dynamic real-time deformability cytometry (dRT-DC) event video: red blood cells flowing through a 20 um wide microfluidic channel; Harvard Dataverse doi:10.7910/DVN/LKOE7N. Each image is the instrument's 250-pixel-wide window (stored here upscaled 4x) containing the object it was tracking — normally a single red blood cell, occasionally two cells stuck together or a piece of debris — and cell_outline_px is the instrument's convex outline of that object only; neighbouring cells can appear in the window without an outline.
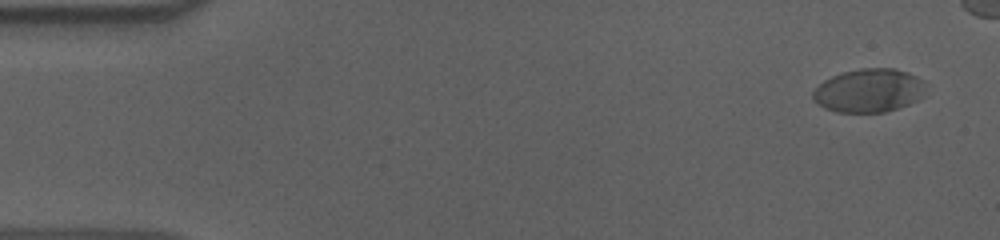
{"species": "human", "species_latin": "Homo sapiens", "temperature_condition": "cold", "stored_images_in_passage": 49, "camera_frame_rate_fps": 3000, "um_per_image_px": 0.085, "donor": {"sex": "male"}, "frame": {"image": 1, "passage_image": 1, "time_ms": 0.0, "image_size_px": [1000, 240], "cell_outline_px": [[924, 96], [908, 104], [884, 112], [836, 112], [824, 108], [812, 96], [812, 92], [824, 80], [832, 76], [844, 72], [860, 68], [892, 68], [908, 72], [916, 76], [920, 80]], "centroid_in_image_um": [73.82, 7.69], "position_along_channel_um": 11.2, "area_um2": 28.15}}
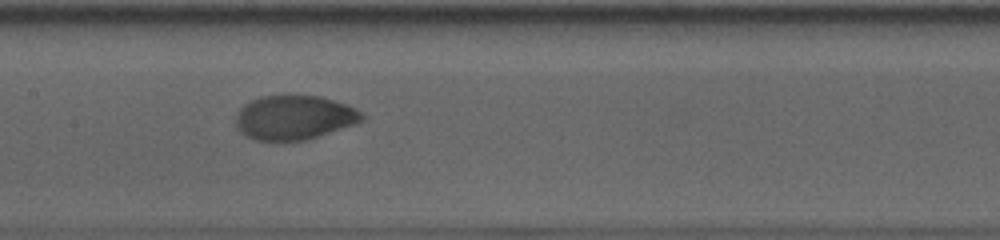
{"frame": {"image": 2, "passage_image": 26, "time_ms": 8.333, "image_size_px": [1000, 240], "cell_outline_px": [[364, 120], [356, 124], [308, 140], [280, 144], [256, 140], [244, 136], [236, 128], [236, 112], [244, 104], [260, 96], [320, 96], [344, 104], [360, 112], [364, 116]], "centroid_in_image_um": [24.95, 10.05], "position_along_channel_um": 182.5, "area_um2": 33.23}}
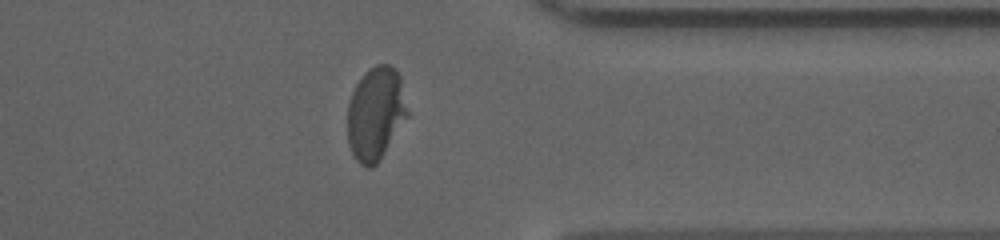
{"frame": {"image": 3, "passage_image": 43, "time_ms": 14.0, "image_size_px": [1000, 240], "cell_outline_px": [[408, 116], [380, 160], [372, 168], [364, 168], [356, 160], [348, 144], [348, 104], [352, 92], [356, 84], [364, 72], [368, 68], [376, 64], [388, 64], [396, 68], [400, 76], [408, 112]], "centroid_in_image_um": [31.92, 9.65], "position_along_channel_um": 379.5, "area_um2": 32.77}, "authors_computed_cell_mechanics": {"area_um2": 32.4258, "velocity_mm_per_s": 3.627, "shape_relaxation_time_tau1_ms": 3.7104, "shape_relaxation_time_tau2_ms": 0.871, "deformation_change_tau1": 0.1784, "deformation_change_tau2": 0.0317}}